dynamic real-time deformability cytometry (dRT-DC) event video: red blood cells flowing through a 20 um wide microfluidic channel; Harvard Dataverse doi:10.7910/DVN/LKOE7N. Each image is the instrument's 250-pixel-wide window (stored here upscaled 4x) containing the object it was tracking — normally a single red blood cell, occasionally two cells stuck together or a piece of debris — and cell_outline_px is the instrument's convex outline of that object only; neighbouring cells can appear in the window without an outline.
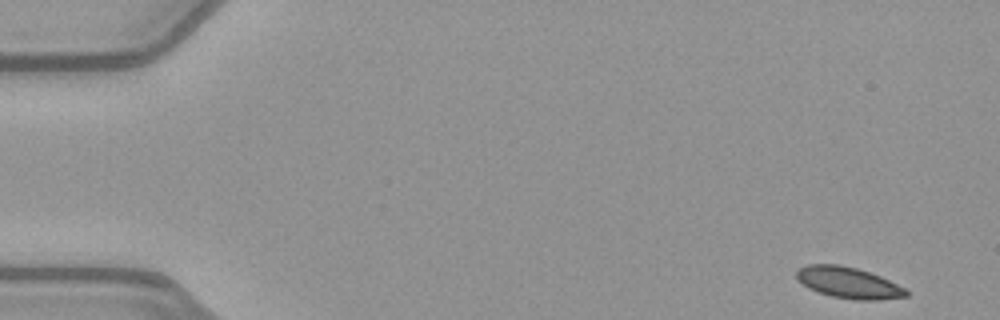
{"species": "common noctule bat (a hibernating species)", "species_latin": "Nyctalus noctula", "temperature_condition": "warm", "stored_images_in_passage": 50, "camera_frame_rate_fps": 3000, "um_per_image_px": 0.085, "animal": {"sex": "female", "body_mass_g": 21.9}, "frame": {"image": 1, "passage_image": 1, "time_ms": 0.0, "image_size_px": [1000, 320], "cell_outline_px": [[908, 296], [876, 300], [856, 300], [832, 296], [816, 292], [808, 288], [796, 276], [796, 272], [800, 268], [808, 264], [840, 264], [856, 268], [880, 276], [904, 288], [908, 292]], "centroid_in_image_um": [72.1, 24.03], "position_along_channel_um": 12.9, "area_um2": 19.71}}
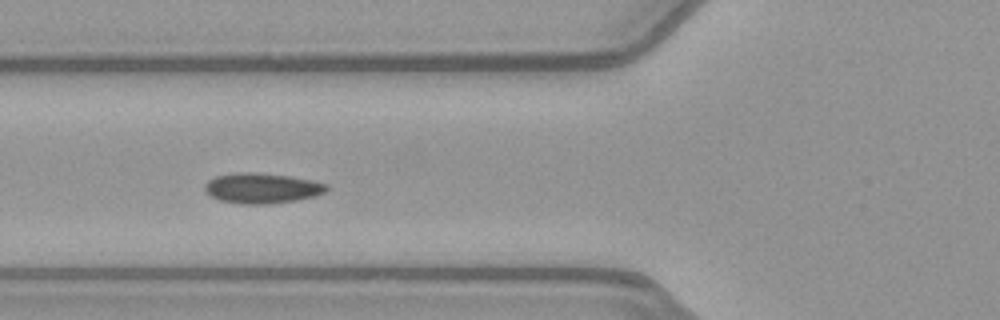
{"frame": {"image": 2, "passage_image": 18, "time_ms": 5.667, "image_size_px": [1000, 320], "cell_outline_px": [[328, 192], [316, 196], [296, 200], [268, 204], [240, 204], [220, 200], [204, 192], [204, 184], [208, 180], [216, 176], [240, 172], [256, 172], [288, 176], [312, 180], [328, 184]], "centroid_in_image_um": [22.28, 16.0], "position_along_channel_um": 103.5, "area_um2": 21.68}}
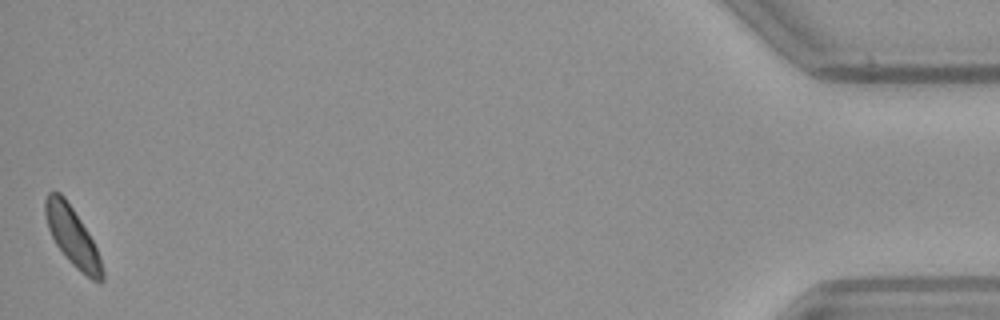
{"frame": {"image": 3, "passage_image": 50, "time_ms": 16.333, "image_size_px": [1000, 320], "cell_outline_px": [[104, 280], [100, 284], [92, 280], [80, 272], [68, 260], [56, 244], [48, 228], [44, 212], [44, 200], [48, 192], [60, 192], [64, 196], [88, 232], [100, 256], [104, 272]], "centroid_in_image_um": [6.16, 20.13], "position_along_channel_um": 429.0, "area_um2": 19.48}, "authors_computed_cell_mechanics": {"area_um2": 20.4323, "velocity_mm_per_s": 3.9559, "shape_relaxation_time_tau1_ms": 6.9114, "shape_relaxation_time_tau2_ms": null, "deformation_change_tau1": 0.1153, "deformation_change_tau2": null}}